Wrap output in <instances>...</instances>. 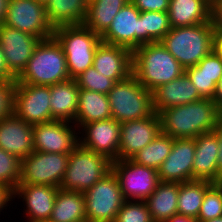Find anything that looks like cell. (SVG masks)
<instances>
[{
  "label": "cell",
  "mask_w": 222,
  "mask_h": 222,
  "mask_svg": "<svg viewBox=\"0 0 222 222\" xmlns=\"http://www.w3.org/2000/svg\"><path fill=\"white\" fill-rule=\"evenodd\" d=\"M173 141L174 138L161 131L151 143L138 151L131 160L136 164L158 170L171 153Z\"/></svg>",
  "instance_id": "1f68e13d"
},
{
  "label": "cell",
  "mask_w": 222,
  "mask_h": 222,
  "mask_svg": "<svg viewBox=\"0 0 222 222\" xmlns=\"http://www.w3.org/2000/svg\"><path fill=\"white\" fill-rule=\"evenodd\" d=\"M58 189L48 185L19 184L13 192V199L17 196L23 198L27 222H48Z\"/></svg>",
  "instance_id": "d6986e66"
},
{
  "label": "cell",
  "mask_w": 222,
  "mask_h": 222,
  "mask_svg": "<svg viewBox=\"0 0 222 222\" xmlns=\"http://www.w3.org/2000/svg\"><path fill=\"white\" fill-rule=\"evenodd\" d=\"M213 184L206 180H191L179 183L178 215L197 219L205 192Z\"/></svg>",
  "instance_id": "4dcf8cb0"
},
{
  "label": "cell",
  "mask_w": 222,
  "mask_h": 222,
  "mask_svg": "<svg viewBox=\"0 0 222 222\" xmlns=\"http://www.w3.org/2000/svg\"><path fill=\"white\" fill-rule=\"evenodd\" d=\"M111 118L112 114L107 95L86 89L79 90L75 116V126L77 129L79 128L78 132L84 124Z\"/></svg>",
  "instance_id": "d4e9b609"
},
{
  "label": "cell",
  "mask_w": 222,
  "mask_h": 222,
  "mask_svg": "<svg viewBox=\"0 0 222 222\" xmlns=\"http://www.w3.org/2000/svg\"><path fill=\"white\" fill-rule=\"evenodd\" d=\"M215 50L222 56V32L214 33Z\"/></svg>",
  "instance_id": "7dc6e473"
},
{
  "label": "cell",
  "mask_w": 222,
  "mask_h": 222,
  "mask_svg": "<svg viewBox=\"0 0 222 222\" xmlns=\"http://www.w3.org/2000/svg\"><path fill=\"white\" fill-rule=\"evenodd\" d=\"M170 0H130L140 12H168Z\"/></svg>",
  "instance_id": "60d3db41"
},
{
  "label": "cell",
  "mask_w": 222,
  "mask_h": 222,
  "mask_svg": "<svg viewBox=\"0 0 222 222\" xmlns=\"http://www.w3.org/2000/svg\"><path fill=\"white\" fill-rule=\"evenodd\" d=\"M130 0H91L88 3L84 25L94 33L102 35L112 23L115 15Z\"/></svg>",
  "instance_id": "f546056e"
},
{
  "label": "cell",
  "mask_w": 222,
  "mask_h": 222,
  "mask_svg": "<svg viewBox=\"0 0 222 222\" xmlns=\"http://www.w3.org/2000/svg\"><path fill=\"white\" fill-rule=\"evenodd\" d=\"M9 0H0V26L4 23Z\"/></svg>",
  "instance_id": "c3c4849f"
},
{
  "label": "cell",
  "mask_w": 222,
  "mask_h": 222,
  "mask_svg": "<svg viewBox=\"0 0 222 222\" xmlns=\"http://www.w3.org/2000/svg\"><path fill=\"white\" fill-rule=\"evenodd\" d=\"M50 86L15 84L12 113L31 125L52 121Z\"/></svg>",
  "instance_id": "8fae6325"
},
{
  "label": "cell",
  "mask_w": 222,
  "mask_h": 222,
  "mask_svg": "<svg viewBox=\"0 0 222 222\" xmlns=\"http://www.w3.org/2000/svg\"><path fill=\"white\" fill-rule=\"evenodd\" d=\"M214 185L220 190L222 195V179L219 180L218 182H215Z\"/></svg>",
  "instance_id": "f907efd6"
},
{
  "label": "cell",
  "mask_w": 222,
  "mask_h": 222,
  "mask_svg": "<svg viewBox=\"0 0 222 222\" xmlns=\"http://www.w3.org/2000/svg\"><path fill=\"white\" fill-rule=\"evenodd\" d=\"M187 75H206L217 85L222 77V56L214 49L196 66L185 69Z\"/></svg>",
  "instance_id": "d590c367"
},
{
  "label": "cell",
  "mask_w": 222,
  "mask_h": 222,
  "mask_svg": "<svg viewBox=\"0 0 222 222\" xmlns=\"http://www.w3.org/2000/svg\"><path fill=\"white\" fill-rule=\"evenodd\" d=\"M3 25L29 33L41 40L52 37L54 33L46 15L45 5L35 0H9Z\"/></svg>",
  "instance_id": "7c38bea8"
},
{
  "label": "cell",
  "mask_w": 222,
  "mask_h": 222,
  "mask_svg": "<svg viewBox=\"0 0 222 222\" xmlns=\"http://www.w3.org/2000/svg\"><path fill=\"white\" fill-rule=\"evenodd\" d=\"M107 97L112 118L120 123L147 118L154 113L152 91L133 74L116 82Z\"/></svg>",
  "instance_id": "5b68a950"
},
{
  "label": "cell",
  "mask_w": 222,
  "mask_h": 222,
  "mask_svg": "<svg viewBox=\"0 0 222 222\" xmlns=\"http://www.w3.org/2000/svg\"><path fill=\"white\" fill-rule=\"evenodd\" d=\"M179 183L160 182L145 200L153 222H165L178 215Z\"/></svg>",
  "instance_id": "4316f807"
},
{
  "label": "cell",
  "mask_w": 222,
  "mask_h": 222,
  "mask_svg": "<svg viewBox=\"0 0 222 222\" xmlns=\"http://www.w3.org/2000/svg\"><path fill=\"white\" fill-rule=\"evenodd\" d=\"M213 101L216 103L218 108L222 111V77L220 78L217 87L216 92L213 97Z\"/></svg>",
  "instance_id": "bcb514c9"
},
{
  "label": "cell",
  "mask_w": 222,
  "mask_h": 222,
  "mask_svg": "<svg viewBox=\"0 0 222 222\" xmlns=\"http://www.w3.org/2000/svg\"><path fill=\"white\" fill-rule=\"evenodd\" d=\"M132 74L149 91L169 83L185 69L160 43L144 44L132 52Z\"/></svg>",
  "instance_id": "7a4b0ae2"
},
{
  "label": "cell",
  "mask_w": 222,
  "mask_h": 222,
  "mask_svg": "<svg viewBox=\"0 0 222 222\" xmlns=\"http://www.w3.org/2000/svg\"><path fill=\"white\" fill-rule=\"evenodd\" d=\"M88 3V0H49L45 5L49 23L53 29L83 24Z\"/></svg>",
  "instance_id": "83f0119b"
},
{
  "label": "cell",
  "mask_w": 222,
  "mask_h": 222,
  "mask_svg": "<svg viewBox=\"0 0 222 222\" xmlns=\"http://www.w3.org/2000/svg\"><path fill=\"white\" fill-rule=\"evenodd\" d=\"M71 79L61 44L52 36L40 40L15 84L50 86Z\"/></svg>",
  "instance_id": "3957f363"
},
{
  "label": "cell",
  "mask_w": 222,
  "mask_h": 222,
  "mask_svg": "<svg viewBox=\"0 0 222 222\" xmlns=\"http://www.w3.org/2000/svg\"><path fill=\"white\" fill-rule=\"evenodd\" d=\"M15 82L0 80V120L12 114Z\"/></svg>",
  "instance_id": "f35d334b"
},
{
  "label": "cell",
  "mask_w": 222,
  "mask_h": 222,
  "mask_svg": "<svg viewBox=\"0 0 222 222\" xmlns=\"http://www.w3.org/2000/svg\"><path fill=\"white\" fill-rule=\"evenodd\" d=\"M192 84L203 99H212L216 92L217 85L206 75H188Z\"/></svg>",
  "instance_id": "ab89813d"
},
{
  "label": "cell",
  "mask_w": 222,
  "mask_h": 222,
  "mask_svg": "<svg viewBox=\"0 0 222 222\" xmlns=\"http://www.w3.org/2000/svg\"><path fill=\"white\" fill-rule=\"evenodd\" d=\"M210 20L215 32H222V0L211 5Z\"/></svg>",
  "instance_id": "b9f144b4"
},
{
  "label": "cell",
  "mask_w": 222,
  "mask_h": 222,
  "mask_svg": "<svg viewBox=\"0 0 222 222\" xmlns=\"http://www.w3.org/2000/svg\"><path fill=\"white\" fill-rule=\"evenodd\" d=\"M40 38L7 25L0 26V46L9 70L17 77L26 67Z\"/></svg>",
  "instance_id": "ac0fdd59"
},
{
  "label": "cell",
  "mask_w": 222,
  "mask_h": 222,
  "mask_svg": "<svg viewBox=\"0 0 222 222\" xmlns=\"http://www.w3.org/2000/svg\"><path fill=\"white\" fill-rule=\"evenodd\" d=\"M0 148L23 160L34 149L33 125L13 113L0 120Z\"/></svg>",
  "instance_id": "44dd1931"
},
{
  "label": "cell",
  "mask_w": 222,
  "mask_h": 222,
  "mask_svg": "<svg viewBox=\"0 0 222 222\" xmlns=\"http://www.w3.org/2000/svg\"><path fill=\"white\" fill-rule=\"evenodd\" d=\"M79 88L75 79L50 85V104L53 120L68 121L75 124Z\"/></svg>",
  "instance_id": "cb8c5ba5"
},
{
  "label": "cell",
  "mask_w": 222,
  "mask_h": 222,
  "mask_svg": "<svg viewBox=\"0 0 222 222\" xmlns=\"http://www.w3.org/2000/svg\"><path fill=\"white\" fill-rule=\"evenodd\" d=\"M219 140V152L217 161L218 181L222 179V114L218 118L217 126L213 130Z\"/></svg>",
  "instance_id": "7bdbcfd3"
},
{
  "label": "cell",
  "mask_w": 222,
  "mask_h": 222,
  "mask_svg": "<svg viewBox=\"0 0 222 222\" xmlns=\"http://www.w3.org/2000/svg\"><path fill=\"white\" fill-rule=\"evenodd\" d=\"M112 170L125 200L145 201L160 183L157 170L131 159L112 161Z\"/></svg>",
  "instance_id": "30bf717a"
},
{
  "label": "cell",
  "mask_w": 222,
  "mask_h": 222,
  "mask_svg": "<svg viewBox=\"0 0 222 222\" xmlns=\"http://www.w3.org/2000/svg\"><path fill=\"white\" fill-rule=\"evenodd\" d=\"M9 201H13V193L8 188L0 184V212L4 209V207L9 206Z\"/></svg>",
  "instance_id": "f6af8a7d"
},
{
  "label": "cell",
  "mask_w": 222,
  "mask_h": 222,
  "mask_svg": "<svg viewBox=\"0 0 222 222\" xmlns=\"http://www.w3.org/2000/svg\"><path fill=\"white\" fill-rule=\"evenodd\" d=\"M165 222H198V221H197V219H194V218L176 215Z\"/></svg>",
  "instance_id": "681fc988"
},
{
  "label": "cell",
  "mask_w": 222,
  "mask_h": 222,
  "mask_svg": "<svg viewBox=\"0 0 222 222\" xmlns=\"http://www.w3.org/2000/svg\"><path fill=\"white\" fill-rule=\"evenodd\" d=\"M53 36L61 44L70 78L93 66L94 53L102 42L101 36L84 24L62 26L54 29Z\"/></svg>",
  "instance_id": "8992f818"
},
{
  "label": "cell",
  "mask_w": 222,
  "mask_h": 222,
  "mask_svg": "<svg viewBox=\"0 0 222 222\" xmlns=\"http://www.w3.org/2000/svg\"><path fill=\"white\" fill-rule=\"evenodd\" d=\"M219 140L214 132L200 134L195 138L193 180L218 182Z\"/></svg>",
  "instance_id": "603a6c76"
},
{
  "label": "cell",
  "mask_w": 222,
  "mask_h": 222,
  "mask_svg": "<svg viewBox=\"0 0 222 222\" xmlns=\"http://www.w3.org/2000/svg\"><path fill=\"white\" fill-rule=\"evenodd\" d=\"M114 222H153L145 201L125 200Z\"/></svg>",
  "instance_id": "8d00e7d4"
},
{
  "label": "cell",
  "mask_w": 222,
  "mask_h": 222,
  "mask_svg": "<svg viewBox=\"0 0 222 222\" xmlns=\"http://www.w3.org/2000/svg\"><path fill=\"white\" fill-rule=\"evenodd\" d=\"M112 170V161L80 144L69 153L59 189L84 193Z\"/></svg>",
  "instance_id": "52a82bcc"
},
{
  "label": "cell",
  "mask_w": 222,
  "mask_h": 222,
  "mask_svg": "<svg viewBox=\"0 0 222 222\" xmlns=\"http://www.w3.org/2000/svg\"><path fill=\"white\" fill-rule=\"evenodd\" d=\"M81 128L83 135L79 137V144L82 147L102 154L111 161L118 160L120 122L111 118L87 123Z\"/></svg>",
  "instance_id": "2e32d148"
},
{
  "label": "cell",
  "mask_w": 222,
  "mask_h": 222,
  "mask_svg": "<svg viewBox=\"0 0 222 222\" xmlns=\"http://www.w3.org/2000/svg\"><path fill=\"white\" fill-rule=\"evenodd\" d=\"M222 216V195L213 184L206 192L197 217L198 222L211 220Z\"/></svg>",
  "instance_id": "74e56055"
},
{
  "label": "cell",
  "mask_w": 222,
  "mask_h": 222,
  "mask_svg": "<svg viewBox=\"0 0 222 222\" xmlns=\"http://www.w3.org/2000/svg\"><path fill=\"white\" fill-rule=\"evenodd\" d=\"M214 33L210 20L194 26L171 28L160 43L186 69L196 66L215 49Z\"/></svg>",
  "instance_id": "277c9868"
},
{
  "label": "cell",
  "mask_w": 222,
  "mask_h": 222,
  "mask_svg": "<svg viewBox=\"0 0 222 222\" xmlns=\"http://www.w3.org/2000/svg\"><path fill=\"white\" fill-rule=\"evenodd\" d=\"M87 222H114L125 199L113 170L83 193Z\"/></svg>",
  "instance_id": "ba28073f"
},
{
  "label": "cell",
  "mask_w": 222,
  "mask_h": 222,
  "mask_svg": "<svg viewBox=\"0 0 222 222\" xmlns=\"http://www.w3.org/2000/svg\"><path fill=\"white\" fill-rule=\"evenodd\" d=\"M79 89H86L107 95L115 81L98 73L93 66L74 78Z\"/></svg>",
  "instance_id": "e575fe53"
},
{
  "label": "cell",
  "mask_w": 222,
  "mask_h": 222,
  "mask_svg": "<svg viewBox=\"0 0 222 222\" xmlns=\"http://www.w3.org/2000/svg\"><path fill=\"white\" fill-rule=\"evenodd\" d=\"M69 153L33 151L21 161L19 184L48 185L59 188L66 172Z\"/></svg>",
  "instance_id": "9c48e42d"
},
{
  "label": "cell",
  "mask_w": 222,
  "mask_h": 222,
  "mask_svg": "<svg viewBox=\"0 0 222 222\" xmlns=\"http://www.w3.org/2000/svg\"><path fill=\"white\" fill-rule=\"evenodd\" d=\"M68 121L53 120L33 125L35 151L44 153H70L79 145L81 132ZM74 127V128H73ZM77 134V135H76Z\"/></svg>",
  "instance_id": "5bb4252c"
},
{
  "label": "cell",
  "mask_w": 222,
  "mask_h": 222,
  "mask_svg": "<svg viewBox=\"0 0 222 222\" xmlns=\"http://www.w3.org/2000/svg\"><path fill=\"white\" fill-rule=\"evenodd\" d=\"M35 1L40 2V3L44 4V5H46V3H47L49 0H35Z\"/></svg>",
  "instance_id": "f5cc1de1"
},
{
  "label": "cell",
  "mask_w": 222,
  "mask_h": 222,
  "mask_svg": "<svg viewBox=\"0 0 222 222\" xmlns=\"http://www.w3.org/2000/svg\"><path fill=\"white\" fill-rule=\"evenodd\" d=\"M152 99L154 112L159 114L167 108L186 105L203 98L199 95L188 75L184 73L153 90Z\"/></svg>",
  "instance_id": "7402d4cb"
},
{
  "label": "cell",
  "mask_w": 222,
  "mask_h": 222,
  "mask_svg": "<svg viewBox=\"0 0 222 222\" xmlns=\"http://www.w3.org/2000/svg\"><path fill=\"white\" fill-rule=\"evenodd\" d=\"M21 161L17 156L0 148V184L12 193L20 182Z\"/></svg>",
  "instance_id": "836d02e7"
},
{
  "label": "cell",
  "mask_w": 222,
  "mask_h": 222,
  "mask_svg": "<svg viewBox=\"0 0 222 222\" xmlns=\"http://www.w3.org/2000/svg\"><path fill=\"white\" fill-rule=\"evenodd\" d=\"M101 40L132 52L142 46V12L129 1L115 15L109 28L101 35Z\"/></svg>",
  "instance_id": "4fadbf2b"
},
{
  "label": "cell",
  "mask_w": 222,
  "mask_h": 222,
  "mask_svg": "<svg viewBox=\"0 0 222 222\" xmlns=\"http://www.w3.org/2000/svg\"><path fill=\"white\" fill-rule=\"evenodd\" d=\"M0 80L15 82L16 76L9 70L2 47L0 46Z\"/></svg>",
  "instance_id": "ee69618b"
},
{
  "label": "cell",
  "mask_w": 222,
  "mask_h": 222,
  "mask_svg": "<svg viewBox=\"0 0 222 222\" xmlns=\"http://www.w3.org/2000/svg\"><path fill=\"white\" fill-rule=\"evenodd\" d=\"M170 30L168 12H142V45L160 42Z\"/></svg>",
  "instance_id": "d6a6232c"
},
{
  "label": "cell",
  "mask_w": 222,
  "mask_h": 222,
  "mask_svg": "<svg viewBox=\"0 0 222 222\" xmlns=\"http://www.w3.org/2000/svg\"><path fill=\"white\" fill-rule=\"evenodd\" d=\"M222 111L212 99H200L159 113L161 131L172 138H196L213 132Z\"/></svg>",
  "instance_id": "6da1fadb"
},
{
  "label": "cell",
  "mask_w": 222,
  "mask_h": 222,
  "mask_svg": "<svg viewBox=\"0 0 222 222\" xmlns=\"http://www.w3.org/2000/svg\"><path fill=\"white\" fill-rule=\"evenodd\" d=\"M206 2H208L210 5H212L214 2H216L217 0H205Z\"/></svg>",
  "instance_id": "db71d44e"
},
{
  "label": "cell",
  "mask_w": 222,
  "mask_h": 222,
  "mask_svg": "<svg viewBox=\"0 0 222 222\" xmlns=\"http://www.w3.org/2000/svg\"><path fill=\"white\" fill-rule=\"evenodd\" d=\"M195 138H175L171 153L157 170L160 182L183 183L193 180Z\"/></svg>",
  "instance_id": "e0dca14e"
},
{
  "label": "cell",
  "mask_w": 222,
  "mask_h": 222,
  "mask_svg": "<svg viewBox=\"0 0 222 222\" xmlns=\"http://www.w3.org/2000/svg\"><path fill=\"white\" fill-rule=\"evenodd\" d=\"M48 222H87L83 193L58 189Z\"/></svg>",
  "instance_id": "f1b7e54d"
},
{
  "label": "cell",
  "mask_w": 222,
  "mask_h": 222,
  "mask_svg": "<svg viewBox=\"0 0 222 222\" xmlns=\"http://www.w3.org/2000/svg\"><path fill=\"white\" fill-rule=\"evenodd\" d=\"M211 5L205 0H170L171 28L194 26L210 21Z\"/></svg>",
  "instance_id": "484cf974"
},
{
  "label": "cell",
  "mask_w": 222,
  "mask_h": 222,
  "mask_svg": "<svg viewBox=\"0 0 222 222\" xmlns=\"http://www.w3.org/2000/svg\"><path fill=\"white\" fill-rule=\"evenodd\" d=\"M203 222H222V216L217 217V218H213L211 220L203 221Z\"/></svg>",
  "instance_id": "816d5d0a"
},
{
  "label": "cell",
  "mask_w": 222,
  "mask_h": 222,
  "mask_svg": "<svg viewBox=\"0 0 222 222\" xmlns=\"http://www.w3.org/2000/svg\"><path fill=\"white\" fill-rule=\"evenodd\" d=\"M160 132V117L155 112L147 118L120 123L118 160L131 159L151 143Z\"/></svg>",
  "instance_id": "9a60e30c"
},
{
  "label": "cell",
  "mask_w": 222,
  "mask_h": 222,
  "mask_svg": "<svg viewBox=\"0 0 222 222\" xmlns=\"http://www.w3.org/2000/svg\"><path fill=\"white\" fill-rule=\"evenodd\" d=\"M93 67L115 82L122 81L132 74V51L101 42L94 53Z\"/></svg>",
  "instance_id": "ffe728a7"
}]
</instances>
